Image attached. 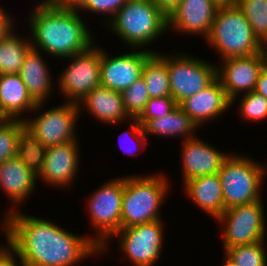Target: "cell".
I'll return each instance as SVG.
<instances>
[{
  "instance_id": "cell-1",
  "label": "cell",
  "mask_w": 267,
  "mask_h": 266,
  "mask_svg": "<svg viewBox=\"0 0 267 266\" xmlns=\"http://www.w3.org/2000/svg\"><path fill=\"white\" fill-rule=\"evenodd\" d=\"M27 214L21 209L0 221V231L25 266H77L89 257L101 256L100 247L90 236L74 234L52 220Z\"/></svg>"
},
{
  "instance_id": "cell-2",
  "label": "cell",
  "mask_w": 267,
  "mask_h": 266,
  "mask_svg": "<svg viewBox=\"0 0 267 266\" xmlns=\"http://www.w3.org/2000/svg\"><path fill=\"white\" fill-rule=\"evenodd\" d=\"M30 11L26 23L31 33L32 48L49 58H70L97 43L78 9L58 7L38 0Z\"/></svg>"
},
{
  "instance_id": "cell-3",
  "label": "cell",
  "mask_w": 267,
  "mask_h": 266,
  "mask_svg": "<svg viewBox=\"0 0 267 266\" xmlns=\"http://www.w3.org/2000/svg\"><path fill=\"white\" fill-rule=\"evenodd\" d=\"M105 26L102 28L112 31L130 49L156 53L157 50L148 47L168 31V18L151 0H127Z\"/></svg>"
},
{
  "instance_id": "cell-4",
  "label": "cell",
  "mask_w": 267,
  "mask_h": 266,
  "mask_svg": "<svg viewBox=\"0 0 267 266\" xmlns=\"http://www.w3.org/2000/svg\"><path fill=\"white\" fill-rule=\"evenodd\" d=\"M165 173L124 175L121 228L162 219L161 205L171 188Z\"/></svg>"
},
{
  "instance_id": "cell-5",
  "label": "cell",
  "mask_w": 267,
  "mask_h": 266,
  "mask_svg": "<svg viewBox=\"0 0 267 266\" xmlns=\"http://www.w3.org/2000/svg\"><path fill=\"white\" fill-rule=\"evenodd\" d=\"M205 41L216 50L220 61L267 51L238 6L217 8L211 32Z\"/></svg>"
},
{
  "instance_id": "cell-6",
  "label": "cell",
  "mask_w": 267,
  "mask_h": 266,
  "mask_svg": "<svg viewBox=\"0 0 267 266\" xmlns=\"http://www.w3.org/2000/svg\"><path fill=\"white\" fill-rule=\"evenodd\" d=\"M251 156L231 153L223 161L218 174L222 183L224 209L249 204L263 197L267 164Z\"/></svg>"
},
{
  "instance_id": "cell-7",
  "label": "cell",
  "mask_w": 267,
  "mask_h": 266,
  "mask_svg": "<svg viewBox=\"0 0 267 266\" xmlns=\"http://www.w3.org/2000/svg\"><path fill=\"white\" fill-rule=\"evenodd\" d=\"M123 193L124 176H119L103 183L86 199L89 224L95 231L91 239L100 247L101 255L110 252V241L121 229Z\"/></svg>"
},
{
  "instance_id": "cell-8",
  "label": "cell",
  "mask_w": 267,
  "mask_h": 266,
  "mask_svg": "<svg viewBox=\"0 0 267 266\" xmlns=\"http://www.w3.org/2000/svg\"><path fill=\"white\" fill-rule=\"evenodd\" d=\"M48 102L37 103L31 114L24 120L25 127L47 148L77 140L76 128L80 112L78 104L65 101L63 104L47 108ZM41 112V113H40Z\"/></svg>"
},
{
  "instance_id": "cell-9",
  "label": "cell",
  "mask_w": 267,
  "mask_h": 266,
  "mask_svg": "<svg viewBox=\"0 0 267 266\" xmlns=\"http://www.w3.org/2000/svg\"><path fill=\"white\" fill-rule=\"evenodd\" d=\"M99 46L94 43L86 50L64 59L70 64L57 75L54 87L58 86L59 93L67 102L78 103L87 93L100 86L102 46Z\"/></svg>"
},
{
  "instance_id": "cell-10",
  "label": "cell",
  "mask_w": 267,
  "mask_h": 266,
  "mask_svg": "<svg viewBox=\"0 0 267 266\" xmlns=\"http://www.w3.org/2000/svg\"><path fill=\"white\" fill-rule=\"evenodd\" d=\"M167 53V68L170 79L171 97L179 105L183 100L205 89L217 78V64L209 63L187 54ZM186 53V54H185Z\"/></svg>"
},
{
  "instance_id": "cell-11",
  "label": "cell",
  "mask_w": 267,
  "mask_h": 266,
  "mask_svg": "<svg viewBox=\"0 0 267 266\" xmlns=\"http://www.w3.org/2000/svg\"><path fill=\"white\" fill-rule=\"evenodd\" d=\"M263 200L224 210L216 220L222 226L223 251L228 248L257 243L266 239V217Z\"/></svg>"
},
{
  "instance_id": "cell-12",
  "label": "cell",
  "mask_w": 267,
  "mask_h": 266,
  "mask_svg": "<svg viewBox=\"0 0 267 266\" xmlns=\"http://www.w3.org/2000/svg\"><path fill=\"white\" fill-rule=\"evenodd\" d=\"M163 220L121 228L113 237L133 266H156L164 246Z\"/></svg>"
},
{
  "instance_id": "cell-13",
  "label": "cell",
  "mask_w": 267,
  "mask_h": 266,
  "mask_svg": "<svg viewBox=\"0 0 267 266\" xmlns=\"http://www.w3.org/2000/svg\"><path fill=\"white\" fill-rule=\"evenodd\" d=\"M266 64L267 51L219 61L217 78L222 83L227 97L233 101L239 95L254 91L259 73Z\"/></svg>"
},
{
  "instance_id": "cell-14",
  "label": "cell",
  "mask_w": 267,
  "mask_h": 266,
  "mask_svg": "<svg viewBox=\"0 0 267 266\" xmlns=\"http://www.w3.org/2000/svg\"><path fill=\"white\" fill-rule=\"evenodd\" d=\"M131 50L113 57L102 47L101 86L122 93L141 78L145 62L154 52L146 49Z\"/></svg>"
},
{
  "instance_id": "cell-15",
  "label": "cell",
  "mask_w": 267,
  "mask_h": 266,
  "mask_svg": "<svg viewBox=\"0 0 267 266\" xmlns=\"http://www.w3.org/2000/svg\"><path fill=\"white\" fill-rule=\"evenodd\" d=\"M80 143L77 140L46 148L42 169L37 180L51 187L70 189L77 178L80 163ZM64 188V189H63Z\"/></svg>"
},
{
  "instance_id": "cell-16",
  "label": "cell",
  "mask_w": 267,
  "mask_h": 266,
  "mask_svg": "<svg viewBox=\"0 0 267 266\" xmlns=\"http://www.w3.org/2000/svg\"><path fill=\"white\" fill-rule=\"evenodd\" d=\"M217 7L212 0H180L167 16L168 30L179 35H201L206 40L212 29Z\"/></svg>"
},
{
  "instance_id": "cell-17",
  "label": "cell",
  "mask_w": 267,
  "mask_h": 266,
  "mask_svg": "<svg viewBox=\"0 0 267 266\" xmlns=\"http://www.w3.org/2000/svg\"><path fill=\"white\" fill-rule=\"evenodd\" d=\"M199 138L200 136L181 141L183 143L180 169L184 182L200 176L217 174L223 161L230 154Z\"/></svg>"
},
{
  "instance_id": "cell-18",
  "label": "cell",
  "mask_w": 267,
  "mask_h": 266,
  "mask_svg": "<svg viewBox=\"0 0 267 266\" xmlns=\"http://www.w3.org/2000/svg\"><path fill=\"white\" fill-rule=\"evenodd\" d=\"M179 106L192 119L199 129L206 123L219 118L232 107V101L216 78L205 89L183 100Z\"/></svg>"
},
{
  "instance_id": "cell-19",
  "label": "cell",
  "mask_w": 267,
  "mask_h": 266,
  "mask_svg": "<svg viewBox=\"0 0 267 266\" xmlns=\"http://www.w3.org/2000/svg\"><path fill=\"white\" fill-rule=\"evenodd\" d=\"M35 184H37V175L18 158L13 157L0 164V189L4 192L10 206L9 209L6 208L4 217L21 209L20 206L26 203L30 195L32 196L33 190H36Z\"/></svg>"
},
{
  "instance_id": "cell-20",
  "label": "cell",
  "mask_w": 267,
  "mask_h": 266,
  "mask_svg": "<svg viewBox=\"0 0 267 266\" xmlns=\"http://www.w3.org/2000/svg\"><path fill=\"white\" fill-rule=\"evenodd\" d=\"M77 104L81 114L83 109L91 118L108 126L122 125L131 119L124 108L122 93L101 85L87 93Z\"/></svg>"
},
{
  "instance_id": "cell-21",
  "label": "cell",
  "mask_w": 267,
  "mask_h": 266,
  "mask_svg": "<svg viewBox=\"0 0 267 266\" xmlns=\"http://www.w3.org/2000/svg\"><path fill=\"white\" fill-rule=\"evenodd\" d=\"M186 197L216 221L224 212L222 183L219 174L206 175L184 182Z\"/></svg>"
},
{
  "instance_id": "cell-22",
  "label": "cell",
  "mask_w": 267,
  "mask_h": 266,
  "mask_svg": "<svg viewBox=\"0 0 267 266\" xmlns=\"http://www.w3.org/2000/svg\"><path fill=\"white\" fill-rule=\"evenodd\" d=\"M44 59L41 51L31 48L25 55L23 65L18 73L29 95L36 103L48 102L53 95V89H55L53 75L50 74L51 70Z\"/></svg>"
},
{
  "instance_id": "cell-23",
  "label": "cell",
  "mask_w": 267,
  "mask_h": 266,
  "mask_svg": "<svg viewBox=\"0 0 267 266\" xmlns=\"http://www.w3.org/2000/svg\"><path fill=\"white\" fill-rule=\"evenodd\" d=\"M36 104L19 74L0 75V110L6 119L24 121Z\"/></svg>"
},
{
  "instance_id": "cell-24",
  "label": "cell",
  "mask_w": 267,
  "mask_h": 266,
  "mask_svg": "<svg viewBox=\"0 0 267 266\" xmlns=\"http://www.w3.org/2000/svg\"><path fill=\"white\" fill-rule=\"evenodd\" d=\"M143 128L147 138L150 136L168 139L178 137L183 139L182 141L198 137L195 132L199 130L179 105L163 117L149 120Z\"/></svg>"
},
{
  "instance_id": "cell-25",
  "label": "cell",
  "mask_w": 267,
  "mask_h": 266,
  "mask_svg": "<svg viewBox=\"0 0 267 266\" xmlns=\"http://www.w3.org/2000/svg\"><path fill=\"white\" fill-rule=\"evenodd\" d=\"M141 77L150 98L171 96L167 54L157 51L145 62Z\"/></svg>"
},
{
  "instance_id": "cell-26",
  "label": "cell",
  "mask_w": 267,
  "mask_h": 266,
  "mask_svg": "<svg viewBox=\"0 0 267 266\" xmlns=\"http://www.w3.org/2000/svg\"><path fill=\"white\" fill-rule=\"evenodd\" d=\"M17 33L15 29L0 41V75L18 74L25 55L32 48L30 36L24 38Z\"/></svg>"
},
{
  "instance_id": "cell-27",
  "label": "cell",
  "mask_w": 267,
  "mask_h": 266,
  "mask_svg": "<svg viewBox=\"0 0 267 266\" xmlns=\"http://www.w3.org/2000/svg\"><path fill=\"white\" fill-rule=\"evenodd\" d=\"M46 147L25 126L20 130L16 158L38 175L42 169Z\"/></svg>"
},
{
  "instance_id": "cell-28",
  "label": "cell",
  "mask_w": 267,
  "mask_h": 266,
  "mask_svg": "<svg viewBox=\"0 0 267 266\" xmlns=\"http://www.w3.org/2000/svg\"><path fill=\"white\" fill-rule=\"evenodd\" d=\"M244 13L259 41L267 47V0H239Z\"/></svg>"
},
{
  "instance_id": "cell-29",
  "label": "cell",
  "mask_w": 267,
  "mask_h": 266,
  "mask_svg": "<svg viewBox=\"0 0 267 266\" xmlns=\"http://www.w3.org/2000/svg\"><path fill=\"white\" fill-rule=\"evenodd\" d=\"M265 240L228 248L224 254L237 266H267Z\"/></svg>"
},
{
  "instance_id": "cell-30",
  "label": "cell",
  "mask_w": 267,
  "mask_h": 266,
  "mask_svg": "<svg viewBox=\"0 0 267 266\" xmlns=\"http://www.w3.org/2000/svg\"><path fill=\"white\" fill-rule=\"evenodd\" d=\"M237 100L240 101V104L239 101L236 102ZM235 103H238L239 107L236 108L239 110L237 114L239 113L241 115L240 117H243V120L258 123V121L262 122L267 119V99L264 96L252 91L242 94V96H237L232 101V106Z\"/></svg>"
},
{
  "instance_id": "cell-31",
  "label": "cell",
  "mask_w": 267,
  "mask_h": 266,
  "mask_svg": "<svg viewBox=\"0 0 267 266\" xmlns=\"http://www.w3.org/2000/svg\"><path fill=\"white\" fill-rule=\"evenodd\" d=\"M123 105L131 119H137L150 99L142 77L122 92Z\"/></svg>"
},
{
  "instance_id": "cell-32",
  "label": "cell",
  "mask_w": 267,
  "mask_h": 266,
  "mask_svg": "<svg viewBox=\"0 0 267 266\" xmlns=\"http://www.w3.org/2000/svg\"><path fill=\"white\" fill-rule=\"evenodd\" d=\"M24 126V121L8 119L0 126V164L16 157L18 136Z\"/></svg>"
},
{
  "instance_id": "cell-33",
  "label": "cell",
  "mask_w": 267,
  "mask_h": 266,
  "mask_svg": "<svg viewBox=\"0 0 267 266\" xmlns=\"http://www.w3.org/2000/svg\"><path fill=\"white\" fill-rule=\"evenodd\" d=\"M177 106V102L171 96L150 98L137 120L144 126L149 120L163 117Z\"/></svg>"
},
{
  "instance_id": "cell-34",
  "label": "cell",
  "mask_w": 267,
  "mask_h": 266,
  "mask_svg": "<svg viewBox=\"0 0 267 266\" xmlns=\"http://www.w3.org/2000/svg\"><path fill=\"white\" fill-rule=\"evenodd\" d=\"M129 123H131L128 126L129 130L127 132L125 130V132L123 134L121 133L119 139L120 138L122 139L123 137L126 139L130 138L135 142L134 144H136V145L131 143L130 139H128L129 141L124 139V140L128 141V143L125 141L126 144H128V145H126L125 142H123L124 144L121 143L124 140H122V141L119 140L118 144H120V147L123 145L121 147V149L124 151V153H127L129 155H137L140 152V151H138L139 150L138 148H141L144 151L145 146L148 147L147 144H148L149 139L145 135L143 126L140 124V122L137 119H130ZM136 152H138V153H136Z\"/></svg>"
},
{
  "instance_id": "cell-35",
  "label": "cell",
  "mask_w": 267,
  "mask_h": 266,
  "mask_svg": "<svg viewBox=\"0 0 267 266\" xmlns=\"http://www.w3.org/2000/svg\"><path fill=\"white\" fill-rule=\"evenodd\" d=\"M126 2L127 0H86L78 11L80 13L86 12L87 14H98L102 17L104 16L105 18L108 16L109 19L107 18L106 20L103 19L104 21H101L105 27V25L117 14Z\"/></svg>"
},
{
  "instance_id": "cell-36",
  "label": "cell",
  "mask_w": 267,
  "mask_h": 266,
  "mask_svg": "<svg viewBox=\"0 0 267 266\" xmlns=\"http://www.w3.org/2000/svg\"><path fill=\"white\" fill-rule=\"evenodd\" d=\"M0 266H25L21 256L7 241L0 245Z\"/></svg>"
},
{
  "instance_id": "cell-37",
  "label": "cell",
  "mask_w": 267,
  "mask_h": 266,
  "mask_svg": "<svg viewBox=\"0 0 267 266\" xmlns=\"http://www.w3.org/2000/svg\"><path fill=\"white\" fill-rule=\"evenodd\" d=\"M14 18H16V16L13 17L12 14L7 12L6 9L2 8L0 5V41L9 35L13 30H15L16 19Z\"/></svg>"
},
{
  "instance_id": "cell-38",
  "label": "cell",
  "mask_w": 267,
  "mask_h": 266,
  "mask_svg": "<svg viewBox=\"0 0 267 266\" xmlns=\"http://www.w3.org/2000/svg\"><path fill=\"white\" fill-rule=\"evenodd\" d=\"M254 92L264 96L267 99V64L259 73Z\"/></svg>"
},
{
  "instance_id": "cell-39",
  "label": "cell",
  "mask_w": 267,
  "mask_h": 266,
  "mask_svg": "<svg viewBox=\"0 0 267 266\" xmlns=\"http://www.w3.org/2000/svg\"><path fill=\"white\" fill-rule=\"evenodd\" d=\"M51 5L63 8L79 9L86 0H45Z\"/></svg>"
},
{
  "instance_id": "cell-40",
  "label": "cell",
  "mask_w": 267,
  "mask_h": 266,
  "mask_svg": "<svg viewBox=\"0 0 267 266\" xmlns=\"http://www.w3.org/2000/svg\"><path fill=\"white\" fill-rule=\"evenodd\" d=\"M157 5L167 16L177 6L180 0H151Z\"/></svg>"
},
{
  "instance_id": "cell-41",
  "label": "cell",
  "mask_w": 267,
  "mask_h": 266,
  "mask_svg": "<svg viewBox=\"0 0 267 266\" xmlns=\"http://www.w3.org/2000/svg\"><path fill=\"white\" fill-rule=\"evenodd\" d=\"M239 0H212L213 4L217 8H226V7H234L238 6Z\"/></svg>"
},
{
  "instance_id": "cell-42",
  "label": "cell",
  "mask_w": 267,
  "mask_h": 266,
  "mask_svg": "<svg viewBox=\"0 0 267 266\" xmlns=\"http://www.w3.org/2000/svg\"><path fill=\"white\" fill-rule=\"evenodd\" d=\"M224 262L221 263L222 266H237L231 259H229L225 254L223 256Z\"/></svg>"
},
{
  "instance_id": "cell-43",
  "label": "cell",
  "mask_w": 267,
  "mask_h": 266,
  "mask_svg": "<svg viewBox=\"0 0 267 266\" xmlns=\"http://www.w3.org/2000/svg\"><path fill=\"white\" fill-rule=\"evenodd\" d=\"M7 119L4 116H0V126L6 121Z\"/></svg>"
}]
</instances>
